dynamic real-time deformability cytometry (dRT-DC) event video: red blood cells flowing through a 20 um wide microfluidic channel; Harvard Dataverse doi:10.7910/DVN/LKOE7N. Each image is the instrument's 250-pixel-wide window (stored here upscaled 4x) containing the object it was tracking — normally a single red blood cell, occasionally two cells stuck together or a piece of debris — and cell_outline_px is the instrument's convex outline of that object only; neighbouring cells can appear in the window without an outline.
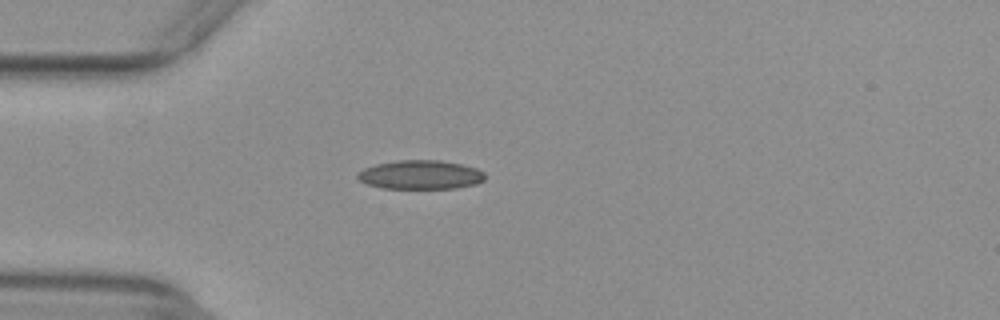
{"species": "common noctule bat (a hibernating species)", "species_latin": "Nyctalus noctula", "temperature_condition": "warm", "stored_images_in_passage": 41, "camera_frame_rate_fps": 3000, "um_per_image_px": 0.085, "animal": {"sex": "female", "body_mass_g": 29.2, "forearm_length_mm": 56.3}, "frame": {"image": 1, "passage_image": 3, "time_ms": 0.667, "image_size_px": [1000, 320], "cell_outline_px": [[484, 180], [476, 184], [456, 188], [380, 188], [368, 184], [360, 180], [356, 176], [356, 172], [364, 168], [376, 164], [400, 160], [440, 160], [460, 164], [476, 168], [484, 172]], "centroid_in_image_um": [35.72, 14.85], "position_along_channel_um": 49.3, "area_um2": 21.44}}
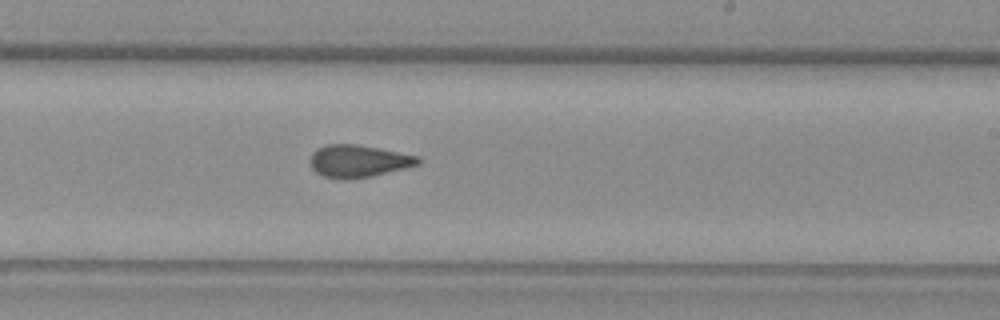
{"frame": {"image": 2, "passage_image": 20, "time_ms": 6.333, "image_size_px": [1000, 320], "cell_outline_px": [[424, 160], [420, 164], [408, 168], [348, 180], [340, 180], [324, 176], [316, 172], [308, 164], [308, 160], [312, 152], [316, 148], [324, 144], [356, 144], [420, 156]], "centroid_in_image_um": [30.45, 13.69], "position_along_channel_um": 258.6, "area_um2": 20.75}}
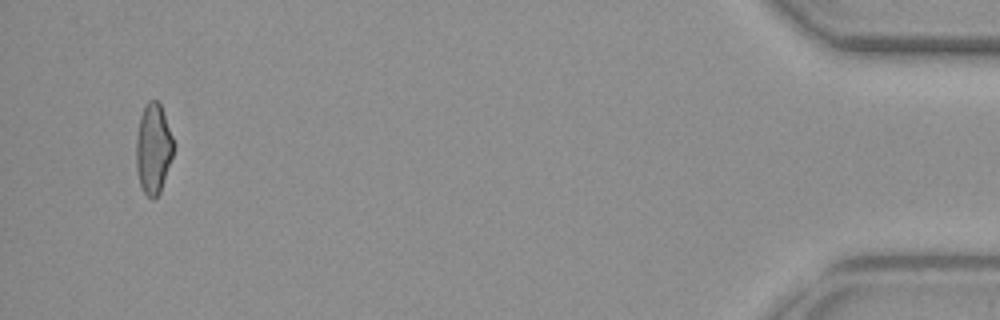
{"frame": {"image": 3, "passage_image": 39, "time_ms": 12.667, "image_size_px": [1000, 320], "cell_outline_px": [[172, 156], [160, 192], [152, 200], [144, 192], [140, 184], [136, 168], [136, 136], [140, 116], [144, 104], [148, 100], [156, 100], [160, 104], [172, 136]], "centroid_in_image_um": [13.0, 12.62], "position_along_channel_um": 422.2, "area_um2": 19.36}, "authors_computed_cell_mechanics": {"area_um2": 20.2878, "velocity_mm_per_s": 3.9277, "shape_relaxation_time_tau1_ms": null, "shape_relaxation_time_tau2_ms": 2.2917, "deformation_change_tau1": null, "deformation_change_tau2": 0.1007}}